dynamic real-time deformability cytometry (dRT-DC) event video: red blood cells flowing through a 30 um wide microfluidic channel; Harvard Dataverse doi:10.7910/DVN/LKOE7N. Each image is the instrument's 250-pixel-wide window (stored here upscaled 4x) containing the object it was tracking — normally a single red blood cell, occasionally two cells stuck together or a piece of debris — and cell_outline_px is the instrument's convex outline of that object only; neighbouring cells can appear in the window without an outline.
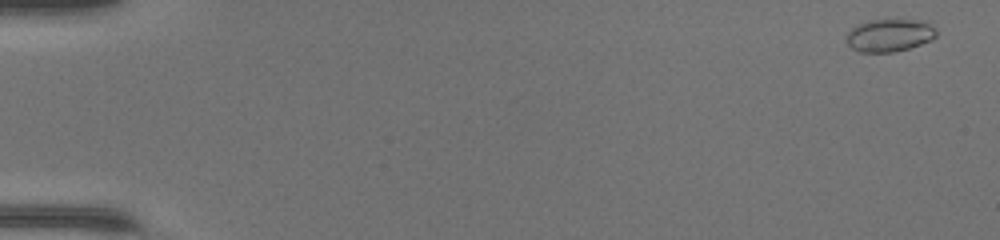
{"species": "common noctule bat (a hibernating species)", "species_latin": "Nyctalus noctula", "temperature_condition": "warm", "stored_images_in_passage": 48, "camera_frame_rate_fps": 3000, "um_per_image_px": 0.085, "animal": {"sex": "female", "body_mass_g": 17.0, "forearm_length_mm": 48.0}, "frame": {"image": 1, "passage_image": 1, "time_ms": 0.0, "image_size_px": [1000, 240], "cell_outline_px": [[936, 36], [932, 40], [908, 48], [892, 52], [860, 52], [852, 48], [848, 44], [848, 32], [852, 28], [868, 20], [884, 16], [900, 16], [924, 20], [936, 28]], "centroid_in_image_um": [75.67, 2.91], "position_along_channel_um": 9.3, "area_um2": 17.98}}
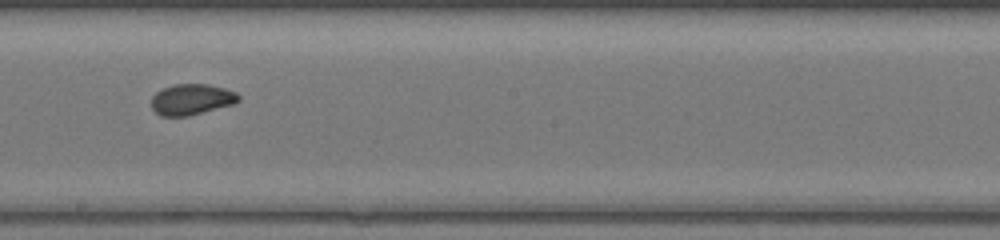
{"frame": {"image": 2, "passage_image": 28, "time_ms": 9.0, "image_size_px": [1000, 240], "cell_outline_px": [[240, 100], [232, 104], [188, 116], [160, 116], [152, 108], [152, 96], [156, 92], [172, 84], [208, 84], [224, 88], [236, 92], [240, 96]], "centroid_in_image_um": [16.27, 8.44], "position_along_channel_um": 231.9, "area_um2": 15.61}}
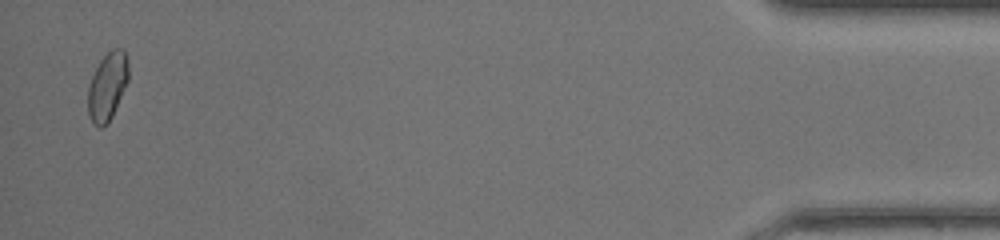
{"frame": {"image": 3, "passage_image": 47, "time_ms": 15.333, "image_size_px": [1000, 240], "cell_outline_px": [[128, 80], [112, 116], [108, 124], [100, 128], [92, 124], [88, 116], [88, 88], [92, 76], [100, 60], [112, 48], [124, 48], [128, 60]], "centroid_in_image_um": [9.12, 7.35], "position_along_channel_um": 426.1, "area_um2": 16.13}, "authors_computed_cell_mechanics": {"area_um2": 16.0973, "velocity_mm_per_s": 4.3837, "shape_relaxation_time_tau1_ms": 2.4536, "shape_relaxation_time_tau2_ms": 0.7824, "deformation_change_tau1": 0.122, "deformation_change_tau2": 0.0468}}